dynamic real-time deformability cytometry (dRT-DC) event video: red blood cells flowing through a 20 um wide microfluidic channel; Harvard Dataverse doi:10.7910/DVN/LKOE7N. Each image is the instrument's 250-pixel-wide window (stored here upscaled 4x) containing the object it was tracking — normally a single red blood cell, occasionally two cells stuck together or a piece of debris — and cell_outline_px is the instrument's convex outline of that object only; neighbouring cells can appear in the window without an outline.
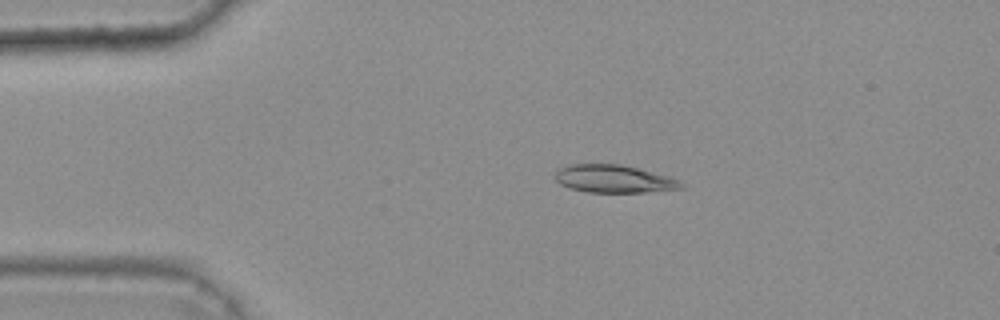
{"species": "common noctule bat (a hibernating species)", "species_latin": "Nyctalus noctula", "temperature_condition": "warm", "stored_images_in_passage": 38, "camera_frame_rate_fps": 3000, "um_per_image_px": 0.085, "animal": {"sex": "female", "body_mass_g": 25.1}, "frame": {"image": 1, "passage_image": 2, "time_ms": 0.333, "image_size_px": [1000, 320], "cell_outline_px": [[684, 188], [644, 192], [588, 192], [572, 188], [560, 184], [552, 176], [560, 168], [572, 164], [620, 164], [668, 176], [680, 180], [684, 184]], "centroid_in_image_um": [52.18, 15.2], "position_along_channel_um": 32.8, "area_um2": 20.23}}
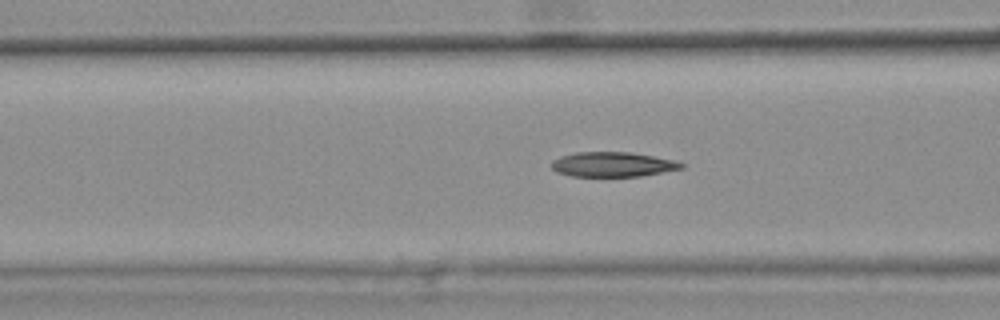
{"frame": {"image": 2, "passage_image": 12, "time_ms": 3.667, "image_size_px": [1000, 320], "cell_outline_px": [[684, 168], [640, 176], [572, 176], [556, 172], [552, 168], [552, 160], [560, 156], [576, 152], [628, 152], [652, 156], [672, 160], [684, 164]], "centroid_in_image_um": [52.04, 13.97], "position_along_channel_um": 114.6, "area_um2": 18.55}}
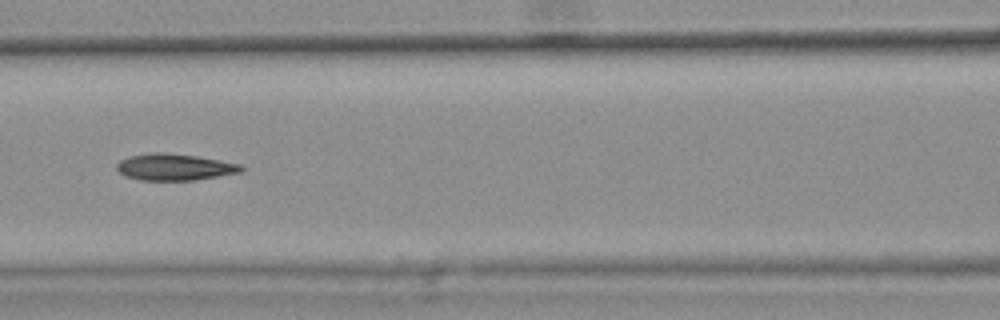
{"frame": {"image": 3, "passage_image": 15, "time_ms": 4.667, "image_size_px": [1000, 320], "cell_outline_px": [[244, 168], [240, 172], [192, 180], [140, 180], [124, 176], [116, 168], [116, 164], [120, 160], [128, 156], [156, 152], [164, 152], [196, 156], [240, 164]], "centroid_in_image_um": [14.77, 14.19], "position_along_channel_um": 151.8, "area_um2": 19.07}, "authors_computed_cell_mechanics": {"area_um2": 19.074, "velocity_mm_per_s": 3.7111, "shape_relaxation_time_tau1_ms": null, "shape_relaxation_time_tau2_ms": 3.9127, "deformation_change_tau1": null, "deformation_change_tau2": 0.119}}